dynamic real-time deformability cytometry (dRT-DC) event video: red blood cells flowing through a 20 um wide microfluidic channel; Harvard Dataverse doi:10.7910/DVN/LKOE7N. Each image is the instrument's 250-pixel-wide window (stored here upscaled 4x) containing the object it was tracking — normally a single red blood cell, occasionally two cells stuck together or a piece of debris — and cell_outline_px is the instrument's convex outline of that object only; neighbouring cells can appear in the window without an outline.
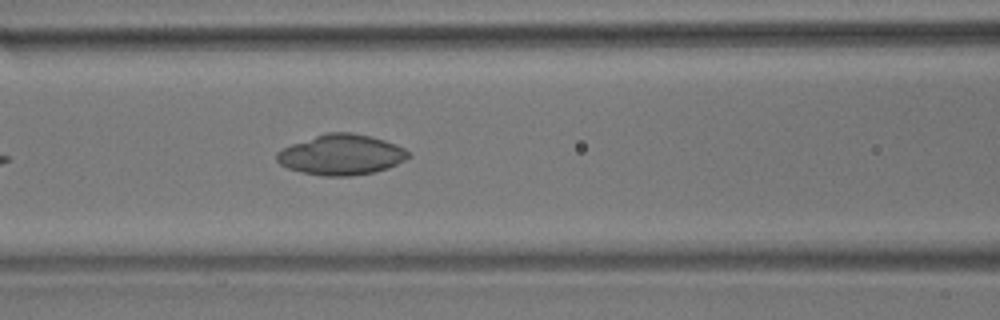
{"species": "common noctule bat (a hibernating species)", "species_latin": "Nyctalus noctula", "temperature_condition": "room temperature", "stored_images_in_passage": 6, "camera_frame_rate_fps": 3000, "um_per_image_px": 0.085, "animal": {"sex": "male", "body_mass_g": 17.9}, "frame": {"image": 1, "passage_image": 6, "time_ms": 7.333, "image_size_px": [1000, 320], "cell_outline_px": [[412, 156], [388, 168], [372, 172], [348, 176], [324, 176], [300, 172], [288, 168], [280, 164], [276, 160], [276, 152], [280, 148], [324, 132], [352, 132], [384, 140], [404, 148]], "centroid_in_image_um": [28.96, 13.14], "position_along_channel_um": 137.6, "area_um2": 31.04}}